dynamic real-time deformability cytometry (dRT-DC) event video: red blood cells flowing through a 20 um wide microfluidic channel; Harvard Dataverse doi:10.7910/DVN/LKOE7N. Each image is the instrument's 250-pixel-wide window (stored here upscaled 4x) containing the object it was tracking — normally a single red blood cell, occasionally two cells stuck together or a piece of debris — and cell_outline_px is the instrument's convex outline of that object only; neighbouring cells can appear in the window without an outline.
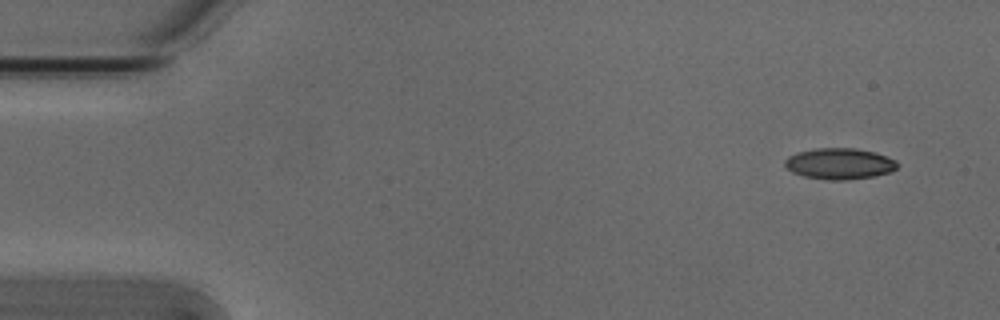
{"species": "Egyptian fruit bat (a non-hibernating species)", "species_latin": "Rousettus aegyptiacus", "temperature_condition": "cold", "stored_images_in_passage": 4, "camera_frame_rate_fps": 3000, "um_per_image_px": 0.085, "animal": {"sex": "male"}, "frame": {"image": 1, "passage_image": 1, "time_ms": 0.0, "image_size_px": [1000, 320], "cell_outline_px": [[900, 164], [892, 172], [876, 176], [848, 180], [828, 180], [804, 176], [792, 172], [784, 164], [784, 160], [788, 156], [796, 152], [816, 148], [856, 148], [876, 152], [896, 160]], "centroid_in_image_um": [71.39, 13.91], "position_along_channel_um": 13.6, "area_um2": 20.69}}
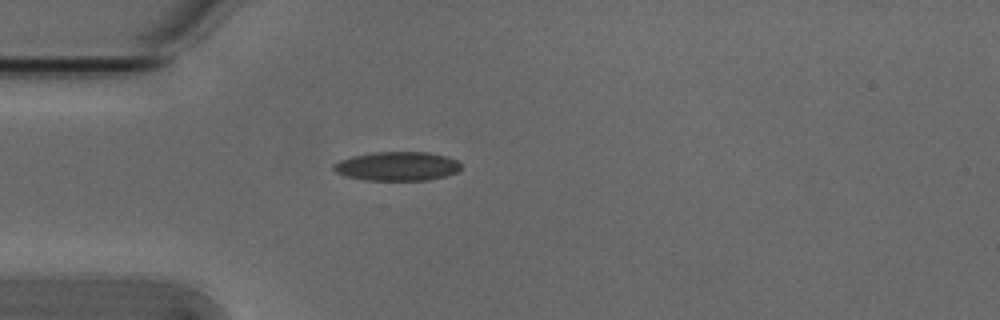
{"frame": {"image": 2, "passage_image": 4, "time_ms": 1.0, "image_size_px": [1000, 320], "cell_outline_px": [[460, 168], [456, 172], [444, 176], [428, 180], [364, 180], [348, 176], [336, 172], [332, 168], [332, 164], [340, 160], [352, 156], [372, 152], [428, 152], [448, 156], [456, 160], [460, 164]], "centroid_in_image_um": [33.74, 14.12], "position_along_channel_um": 51.3, "area_um2": 21.5}}